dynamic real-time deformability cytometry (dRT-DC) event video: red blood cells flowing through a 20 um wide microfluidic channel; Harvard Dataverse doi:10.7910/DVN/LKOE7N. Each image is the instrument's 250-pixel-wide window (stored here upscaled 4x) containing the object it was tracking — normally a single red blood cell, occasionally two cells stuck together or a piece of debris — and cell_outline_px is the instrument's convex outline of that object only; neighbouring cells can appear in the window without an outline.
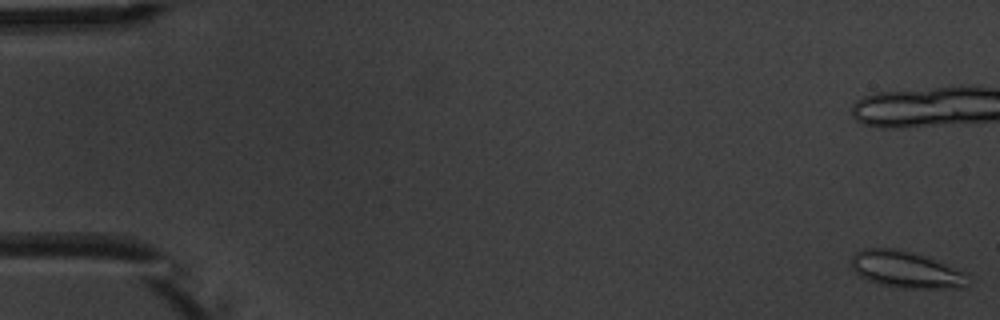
{"species": "common noctule bat (a hibernating species)", "species_latin": "Nyctalus noctula", "temperature_condition": "warm", "stored_images_in_passage": 7, "camera_frame_rate_fps": 3000, "um_per_image_px": 0.085, "animal": {"sex": "male", "body_mass_g": 20.1, "forearm_length_mm": 53.5}, "frame": {"image": 1, "passage_image": 1, "time_ms": 0.0, "image_size_px": [1000, 320], "cell_outline_px": [[968, 276], [960, 288], [904, 288], [880, 284], [868, 280], [860, 276], [848, 264], [852, 256], [856, 252], [864, 248], [896, 248], [944, 264], [964, 272]], "centroid_in_image_um": [76.89, 22.91], "position_along_channel_um": 8.1, "area_um2": 24.28}}